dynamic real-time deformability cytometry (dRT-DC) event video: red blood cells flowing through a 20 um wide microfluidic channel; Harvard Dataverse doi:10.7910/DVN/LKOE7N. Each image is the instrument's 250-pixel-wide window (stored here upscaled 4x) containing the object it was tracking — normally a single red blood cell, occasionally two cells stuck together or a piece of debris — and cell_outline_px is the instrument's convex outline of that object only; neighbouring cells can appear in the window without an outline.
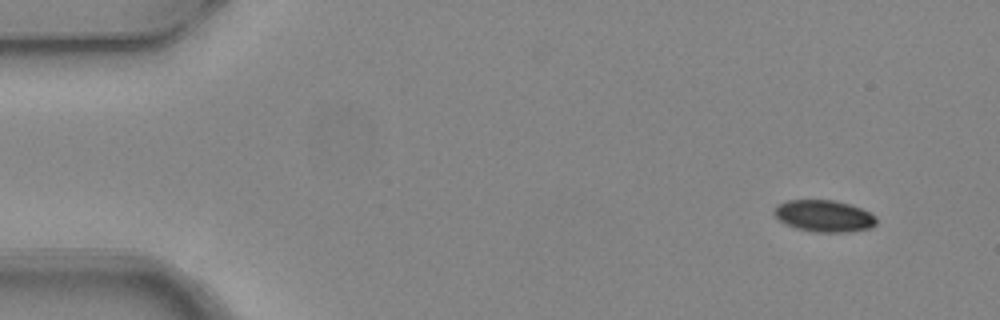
{"species": "common noctule bat (a hibernating species)", "species_latin": "Nyctalus noctula", "temperature_condition": "warm", "stored_images_in_passage": 5, "segment_of_instrument_passage": [1, 2], "camera_frame_rate_fps": 3000, "um_per_image_px": 0.085, "animal": {"sex": "female", "body_mass_g": 24.6, "forearm_length_mm": 56.2}, "frame": {"image": 1, "passage_image": 1, "time_ms": 0.0, "image_size_px": [1000, 320], "cell_outline_px": [[876, 224], [872, 228], [848, 232], [816, 232], [796, 228], [784, 224], [772, 212], [776, 204], [784, 200], [832, 200], [848, 204], [860, 208], [876, 216]], "centroid_in_image_um": [70.01, 18.36], "position_along_channel_um": 15.0, "area_um2": 19.02}}
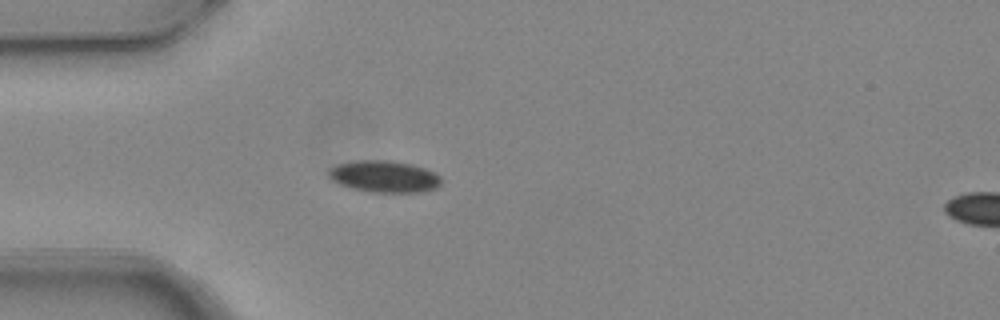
{"frame": {"image": 2, "passage_image": 4, "time_ms": 1.0, "image_size_px": [1000, 320], "cell_outline_px": [[440, 184], [436, 188], [424, 192], [368, 192], [352, 188], [340, 184], [332, 180], [328, 176], [328, 168], [336, 164], [356, 160], [388, 160], [408, 164], [424, 168], [440, 176]], "centroid_in_image_um": [32.61, 15.0], "position_along_channel_um": 52.4, "area_um2": 20.81}}